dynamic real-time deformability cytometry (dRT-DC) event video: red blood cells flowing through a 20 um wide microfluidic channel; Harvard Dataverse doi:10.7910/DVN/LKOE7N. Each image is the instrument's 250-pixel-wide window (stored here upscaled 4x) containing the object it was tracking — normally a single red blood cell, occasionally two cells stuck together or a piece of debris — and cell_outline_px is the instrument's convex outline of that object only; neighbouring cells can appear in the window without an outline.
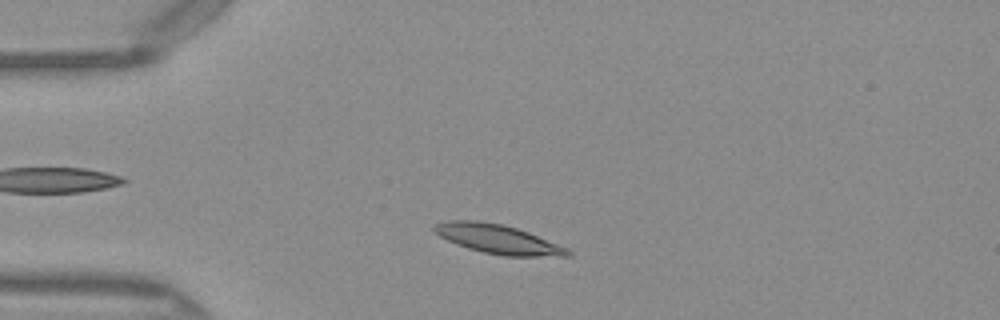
{"species": "Egyptian fruit bat (a non-hibernating species)", "species_latin": "Rousettus aegyptiacus", "temperature_condition": "warm", "stored_images_in_passage": 44, "camera_frame_rate_fps": 3000, "um_per_image_px": 0.085, "frame": {"image": 1, "passage_image": 6, "time_ms": 1.667, "image_size_px": [1000, 320], "cell_outline_px": [[572, 256], [504, 256], [484, 252], [468, 248], [456, 244], [440, 236], [432, 228], [436, 224], [448, 220], [476, 220], [500, 224], [516, 228], [528, 232], [568, 248], [572, 252]], "centroid_in_image_um": [42.34, 20.33], "position_along_channel_um": 42.7, "area_um2": 22.43}}
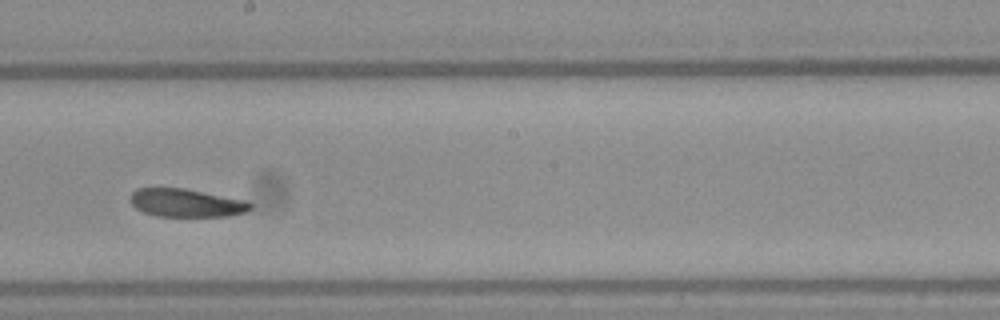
{"frame": {"image": 2, "passage_image": 22, "time_ms": 7.0, "image_size_px": [1000, 320], "cell_outline_px": [[252, 208], [244, 212], [228, 216], [156, 216], [144, 212], [136, 208], [132, 204], [128, 196], [136, 188], [184, 188], [248, 200], [252, 204]], "centroid_in_image_um": [15.83, 17.24], "position_along_channel_um": 232.4, "area_um2": 19.83}}
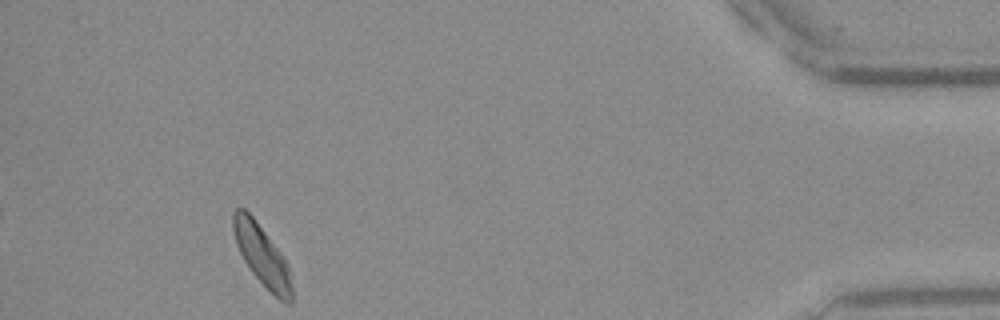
{"frame": {"image": 3, "passage_image": 40, "time_ms": 13.0, "image_size_px": [1000, 320], "cell_outline_px": [[292, 304], [284, 304], [252, 272], [244, 260], [236, 244], [232, 228], [232, 212], [236, 208], [244, 208], [252, 216], [288, 264], [292, 288]], "centroid_in_image_um": [22.25, 21.71], "position_along_channel_um": 412.9, "area_um2": 20.17}, "authors_computed_cell_mechanics": {"area_um2": 21.1837, "velocity_mm_per_s": 4.0323, "shape_relaxation_time_tau1_ms": 2.1905, "shape_relaxation_time_tau2_ms": null, "deformation_change_tau1": 0.1072, "deformation_change_tau2": null}}